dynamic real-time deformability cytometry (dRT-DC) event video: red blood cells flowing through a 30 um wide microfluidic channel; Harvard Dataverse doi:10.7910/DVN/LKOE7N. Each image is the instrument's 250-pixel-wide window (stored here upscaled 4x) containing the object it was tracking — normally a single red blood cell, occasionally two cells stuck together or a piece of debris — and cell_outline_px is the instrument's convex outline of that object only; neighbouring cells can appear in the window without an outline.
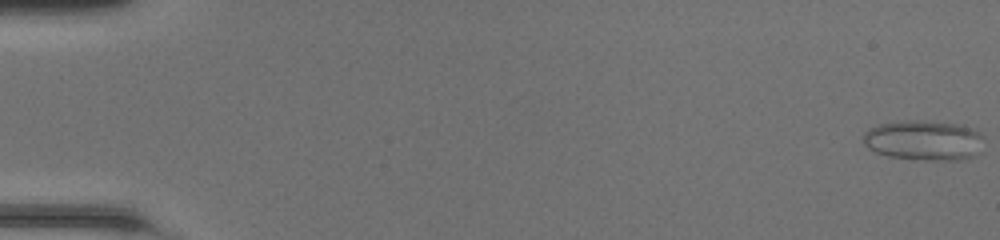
{"species": "common noctule bat (a hibernating species)", "species_latin": "Nyctalus noctula", "temperature_condition": "room temperature", "stored_images_in_passage": 49, "camera_frame_rate_fps": 3000, "um_per_image_px": 0.085, "animal": {"sex": "female", "body_mass_g": 20.0, "forearm_length_mm": 54.0}, "frame": {"image": 1, "passage_image": 1, "time_ms": 0.0, "image_size_px": [1000, 240], "cell_outline_px": [[984, 136], [976, 156], [960, 160], [916, 160], [888, 156], [876, 152], [868, 148], [864, 144], [864, 132], [868, 128], [880, 124], [904, 120], [924, 120], [964, 124], [980, 132]], "centroid_in_image_um": [78.54, 11.92], "position_along_channel_um": 6.5, "area_um2": 28.67}}
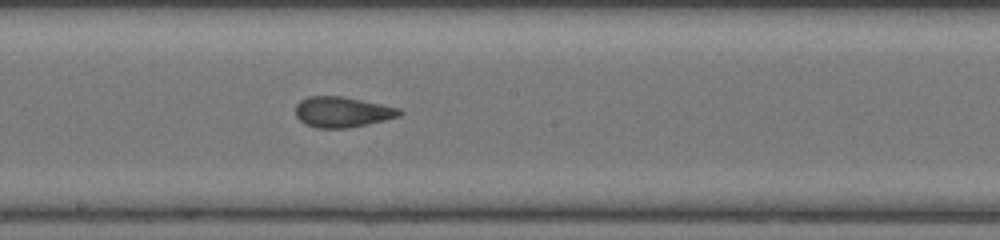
{"frame": {"image": 2, "passage_image": 28, "time_ms": 9.0, "image_size_px": [1000, 240], "cell_outline_px": [[404, 112], [400, 116], [384, 120], [348, 128], [316, 128], [304, 124], [296, 116], [296, 104], [300, 100], [308, 96], [344, 96], [400, 108]], "centroid_in_image_um": [29.09, 9.51], "position_along_channel_um": 219.1, "area_um2": 18.61}}
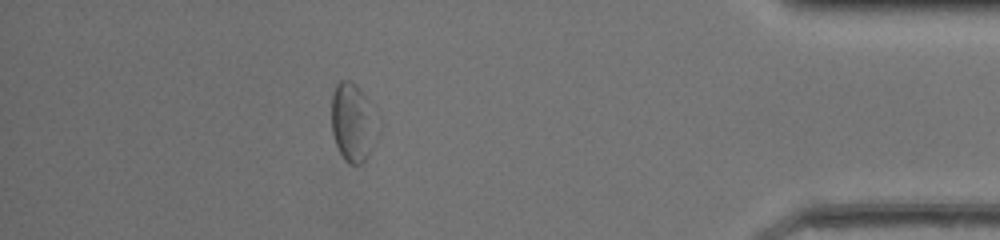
{"frame": {"image": 3, "passage_image": 44, "time_ms": 14.333, "image_size_px": [1000, 240], "cell_outline_px": [[380, 132], [364, 164], [348, 164], [344, 160], [336, 144], [332, 132], [332, 92], [336, 84], [340, 80], [348, 80], [356, 84], [364, 96], [380, 128]], "centroid_in_image_um": [29.99, 10.46], "position_along_channel_um": 405.2, "area_um2": 21.1}, "authors_computed_cell_mechanics": {"area_um2": 19.8254, "velocity_mm_per_s": 4.2979, "shape_relaxation_time_tau1_ms": 6.0589, "shape_relaxation_time_tau2_ms": 1.2739, "deformation_change_tau1": 0.1232, "deformation_change_tau2": 0.0888}}